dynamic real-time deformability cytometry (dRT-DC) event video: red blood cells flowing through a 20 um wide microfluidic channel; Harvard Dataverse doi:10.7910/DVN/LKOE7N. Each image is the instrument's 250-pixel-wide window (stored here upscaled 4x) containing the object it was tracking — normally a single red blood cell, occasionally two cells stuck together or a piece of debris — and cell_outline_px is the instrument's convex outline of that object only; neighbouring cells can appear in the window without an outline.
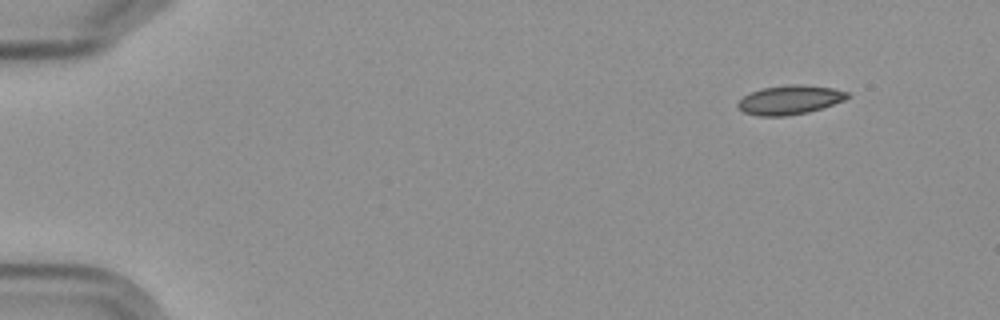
{"species": "Egyptian fruit bat (a non-hibernating species)", "species_latin": "Rousettus aegyptiacus", "temperature_condition": "cold", "stored_images_in_passage": 5, "segment_of_instrument_passage": [1, 2], "camera_frame_rate_fps": 3000, "um_per_image_px": 0.085, "frame": {"image": 1, "passage_image": 1, "time_ms": 0.0, "image_size_px": [1000, 320], "cell_outline_px": [[848, 96], [844, 100], [808, 112], [784, 116], [756, 116], [744, 112], [736, 104], [744, 96], [760, 88], [788, 84], [800, 84], [832, 88], [848, 92]], "centroid_in_image_um": [67.1, 8.48], "position_along_channel_um": 17.9, "area_um2": 18.38}}